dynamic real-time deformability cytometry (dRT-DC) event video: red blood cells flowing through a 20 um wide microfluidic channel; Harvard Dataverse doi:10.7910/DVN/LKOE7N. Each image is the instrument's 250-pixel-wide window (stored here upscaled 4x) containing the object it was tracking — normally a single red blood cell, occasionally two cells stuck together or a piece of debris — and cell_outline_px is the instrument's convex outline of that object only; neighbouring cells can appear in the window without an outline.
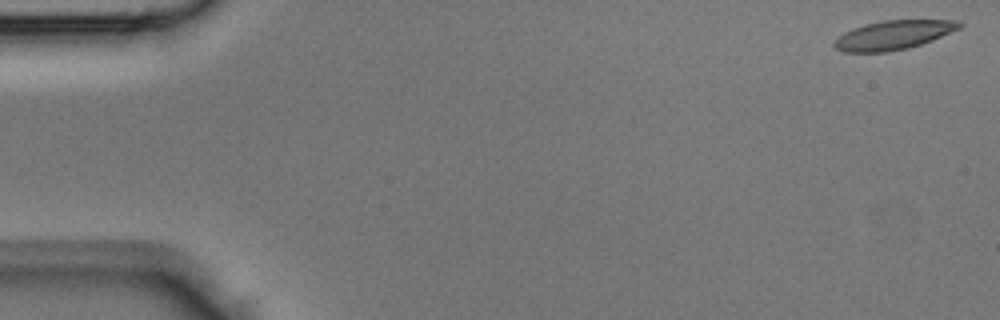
{"species": "Egyptian fruit bat (a non-hibernating species)", "species_latin": "Rousettus aegyptiacus", "temperature_condition": "room temperature", "stored_images_in_passage": 42, "camera_frame_rate_fps": 3000, "um_per_image_px": 0.085, "animal": {"sex": "male"}, "frame": {"image": 1, "passage_image": 1, "time_ms": 0.0, "image_size_px": [1000, 320], "cell_outline_px": [[964, 24], [960, 28], [932, 40], [908, 48], [888, 52], [844, 52], [836, 48], [832, 44], [844, 32], [852, 28], [864, 24], [884, 20], [960, 20]], "centroid_in_image_um": [75.95, 2.97], "position_along_channel_um": 9.1, "area_um2": 21.15}}
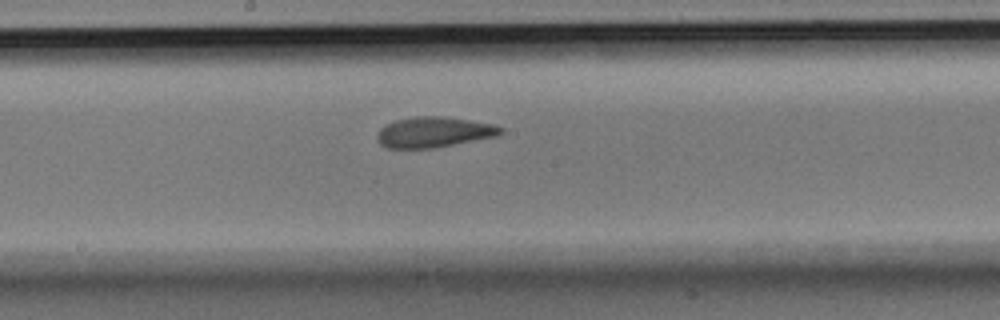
{"frame": {"image": 2, "passage_image": 23, "time_ms": 7.333, "image_size_px": [1000, 320], "cell_outline_px": [[504, 132], [496, 136], [436, 148], [388, 148], [380, 144], [376, 140], [376, 136], [380, 128], [396, 120], [416, 116], [440, 116], [468, 120], [492, 124], [504, 128]], "centroid_in_image_um": [36.87, 11.24], "position_along_channel_um": 211.3, "area_um2": 21.91}}
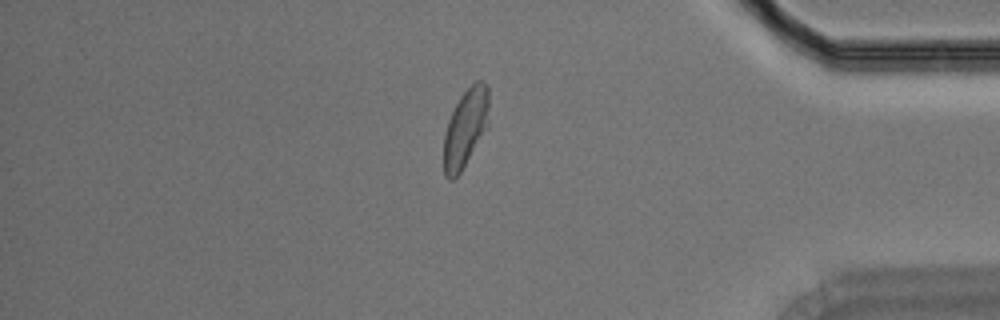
{"frame": {"image": 3, "passage_image": 37, "time_ms": 12.0, "image_size_px": [1000, 320], "cell_outline_px": [[488, 128], [460, 172], [452, 180], [448, 180], [444, 176], [444, 132], [448, 120], [460, 96], [476, 80], [484, 80], [488, 88]], "centroid_in_image_um": [39.57, 10.88], "position_along_channel_um": 395.6, "area_um2": 20.63}}